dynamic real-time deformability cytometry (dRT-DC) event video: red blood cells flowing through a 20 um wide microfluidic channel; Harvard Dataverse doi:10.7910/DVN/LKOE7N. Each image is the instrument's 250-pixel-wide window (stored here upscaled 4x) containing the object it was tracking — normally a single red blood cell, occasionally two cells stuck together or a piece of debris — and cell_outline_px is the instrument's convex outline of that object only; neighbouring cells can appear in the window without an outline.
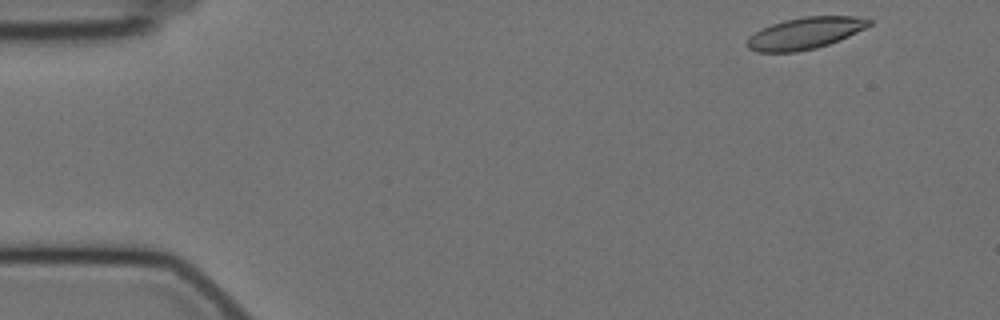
{"species": "Egyptian fruit bat (a non-hibernating species)", "species_latin": "Rousettus aegyptiacus", "temperature_condition": "cold", "stored_images_in_passage": 54, "camera_frame_rate_fps": 3000, "um_per_image_px": 0.085, "animal": {"sex": "female"}, "frame": {"image": 1, "passage_image": 1, "time_ms": 0.0, "image_size_px": [1000, 320], "cell_outline_px": [[872, 24], [840, 40], [816, 48], [796, 52], [756, 52], [748, 48], [744, 44], [748, 36], [760, 28], [784, 20], [804, 16], [856, 16], [872, 20]], "centroid_in_image_um": [68.37, 2.82], "position_along_channel_um": 16.6, "area_um2": 22.72}}
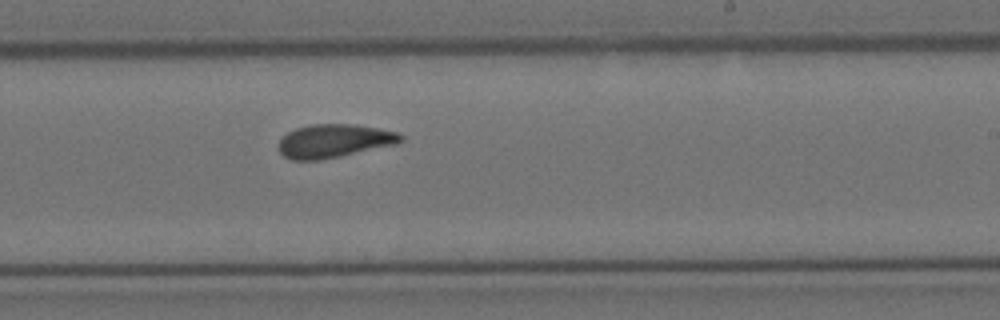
{"frame": {"image": 2, "passage_image": 31, "time_ms": 10.0, "image_size_px": [1000, 320], "cell_outline_px": [[404, 140], [396, 144], [340, 156], [320, 160], [292, 160], [284, 156], [276, 148], [280, 140], [288, 132], [296, 128], [312, 124], [356, 124], [380, 128], [396, 132], [404, 136]], "centroid_in_image_um": [28.4, 11.97], "position_along_channel_um": 260.6, "area_um2": 23.87}}
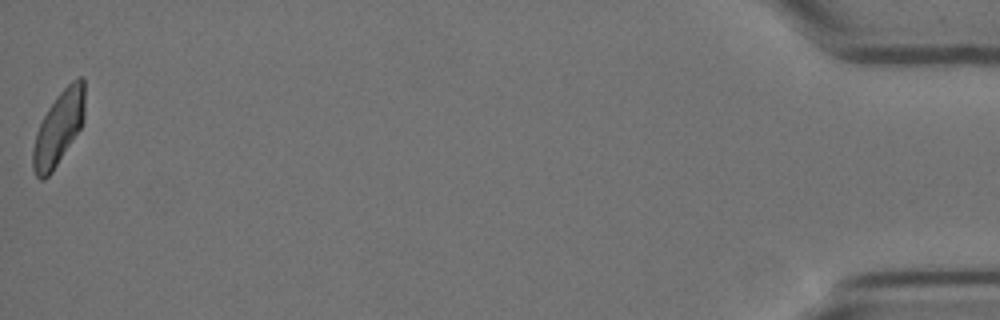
{"frame": {"image": 3, "passage_image": 54, "time_ms": 17.667, "image_size_px": [1000, 320], "cell_outline_px": [[84, 120], [80, 128], [52, 172], [44, 180], [40, 180], [36, 176], [32, 168], [32, 148], [36, 132], [48, 108], [56, 96], [76, 76], [84, 76]], "centroid_in_image_um": [4.97, 10.88], "position_along_channel_um": 430.2, "area_um2": 22.25}, "authors_computed_cell_mechanics": {"area_um2": 23.2356, "velocity_mm_per_s": 3.469, "shape_relaxation_time_tau1_ms": 8.842, "shape_relaxation_time_tau2_ms": 2.5034, "deformation_change_tau1": 0.1792, "deformation_change_tau2": 0.0981}}